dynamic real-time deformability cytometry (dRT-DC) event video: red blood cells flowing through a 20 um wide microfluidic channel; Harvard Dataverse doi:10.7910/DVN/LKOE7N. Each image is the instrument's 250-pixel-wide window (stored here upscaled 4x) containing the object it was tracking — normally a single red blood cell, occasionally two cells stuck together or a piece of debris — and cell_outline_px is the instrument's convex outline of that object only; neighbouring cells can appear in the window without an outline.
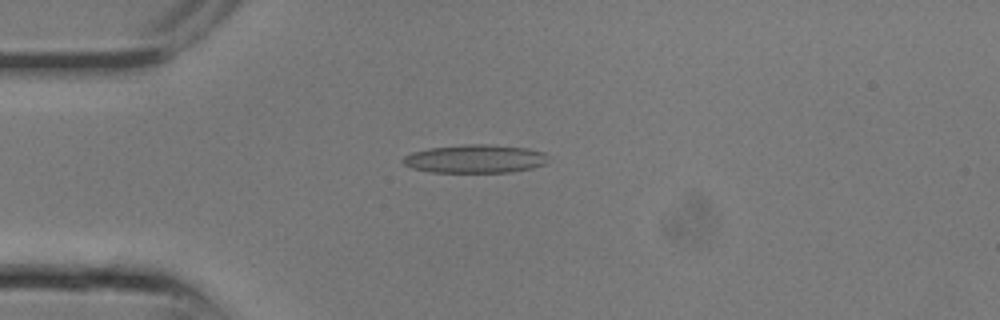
{"species": "common noctule bat (a hibernating species)", "species_latin": "Nyctalus noctula", "temperature_condition": "room temperature", "stored_images_in_passage": 4, "camera_frame_rate_fps": 3000, "um_per_image_px": 0.085, "animal": {"sex": "male", "body_mass_g": 13.3}, "frame": {"image": 1, "passage_image": 3, "time_ms": 0.667, "image_size_px": [1000, 320], "cell_outline_px": [[544, 164], [532, 168], [512, 172], [432, 172], [412, 168], [404, 164], [400, 160], [404, 156], [412, 152], [428, 148], [464, 144], [488, 144], [528, 148], [544, 152]], "centroid_in_image_um": [40.32, 13.49], "position_along_channel_um": 44.7, "area_um2": 23.93}}